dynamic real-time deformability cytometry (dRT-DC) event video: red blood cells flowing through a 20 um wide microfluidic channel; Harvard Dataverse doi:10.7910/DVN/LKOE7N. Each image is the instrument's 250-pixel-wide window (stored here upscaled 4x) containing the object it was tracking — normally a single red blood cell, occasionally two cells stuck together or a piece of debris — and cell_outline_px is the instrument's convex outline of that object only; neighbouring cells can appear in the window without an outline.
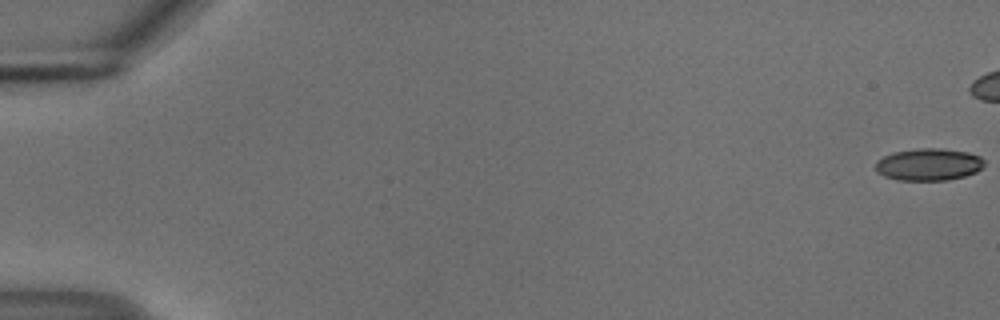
{"species": "common noctule bat (a hibernating species)", "species_latin": "Nyctalus noctula", "temperature_condition": "cold", "stored_images_in_passage": 46, "camera_frame_rate_fps": 3000, "um_per_image_px": 0.085, "animal": {"sex": "male", "body_mass_g": 18.8}, "frame": {"image": 1, "passage_image": 1, "time_ms": 0.0, "image_size_px": [1000, 320], "cell_outline_px": [[984, 164], [976, 172], [964, 176], [948, 180], [896, 180], [884, 176], [876, 172], [876, 160], [892, 152], [920, 148], [940, 148], [968, 152], [980, 156], [984, 160]], "centroid_in_image_um": [78.91, 13.98], "position_along_channel_um": 6.1, "area_um2": 20.46}}
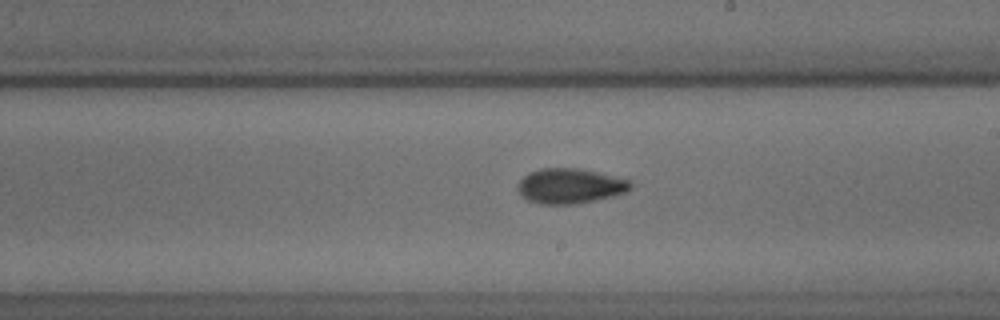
{"frame": {"image": 2, "passage_image": 33, "time_ms": 10.667, "image_size_px": [1000, 320], "cell_outline_px": [[632, 188], [624, 192], [612, 196], [592, 200], [568, 204], [544, 204], [528, 200], [516, 188], [516, 184], [528, 172], [540, 168], [576, 168], [596, 172], [632, 180]], "centroid_in_image_um": [48.43, 15.79], "position_along_channel_um": 240.6, "area_um2": 22.77}}
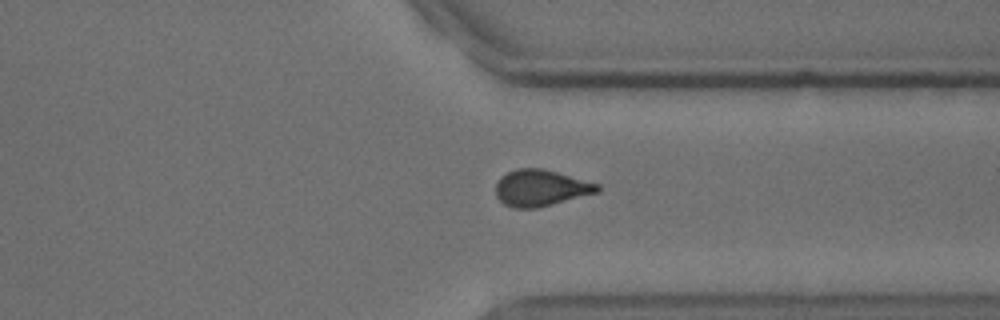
{"frame": {"image": 3, "passage_image": 43, "time_ms": 14.0, "image_size_px": [1000, 320], "cell_outline_px": [[600, 192], [536, 208], [516, 208], [504, 204], [496, 196], [496, 184], [500, 176], [516, 168], [544, 168], [600, 184]], "centroid_in_image_um": [45.97, 15.96], "position_along_channel_um": 365.4, "area_um2": 21.68}}